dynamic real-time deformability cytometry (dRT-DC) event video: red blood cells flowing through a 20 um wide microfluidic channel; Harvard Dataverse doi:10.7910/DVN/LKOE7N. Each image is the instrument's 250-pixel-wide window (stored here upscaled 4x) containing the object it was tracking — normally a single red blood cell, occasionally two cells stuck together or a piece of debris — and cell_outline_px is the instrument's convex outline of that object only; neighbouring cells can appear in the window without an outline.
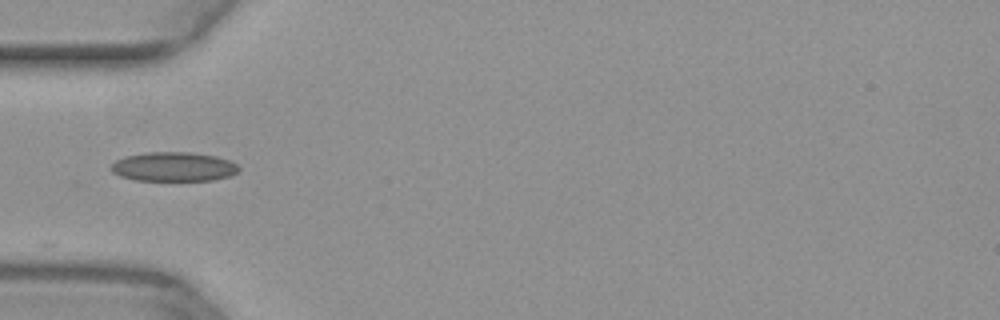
{"species": "common noctule bat (a hibernating species)", "species_latin": "Nyctalus noctula", "temperature_condition": "warm", "stored_images_in_passage": 10, "camera_frame_rate_fps": 3000, "um_per_image_px": 0.085, "animal": {"sex": "female", "body_mass_g": 29.2, "forearm_length_mm": 56.3}, "frame": {"image": 1, "passage_image": 1, "time_ms": 0.0, "image_size_px": [1000, 320], "cell_outline_px": [[240, 168], [232, 176], [212, 180], [136, 180], [120, 176], [112, 172], [108, 168], [116, 160], [124, 156], [144, 152], [188, 152], [216, 156], [228, 160], [236, 164]], "centroid_in_image_um": [14.72, 14.17], "position_along_channel_um": 70.3, "area_um2": 21.85}}
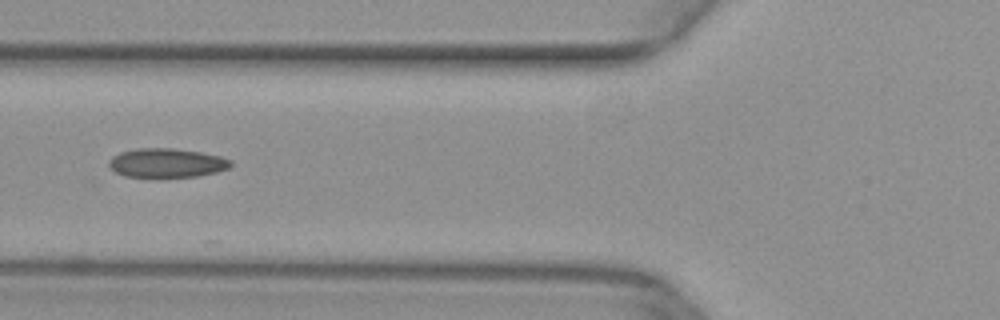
{"frame": {"image": 2, "passage_image": 4, "time_ms": 1.0, "image_size_px": [1000, 320], "cell_outline_px": [[232, 164], [228, 168], [216, 172], [196, 176], [160, 180], [124, 176], [116, 172], [108, 164], [108, 160], [112, 156], [120, 152], [136, 148], [172, 148], [200, 152], [220, 156], [232, 160]], "centroid_in_image_um": [14.13, 13.89], "position_along_channel_um": 111.7, "area_um2": 21.44}}
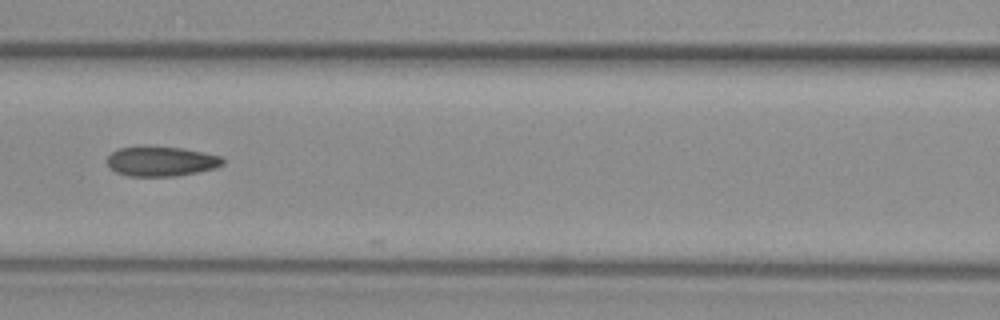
{"frame": {"image": 3, "passage_image": 7, "time_ms": 2.0, "image_size_px": [1000, 320], "cell_outline_px": [[224, 164], [216, 168], [176, 176], [128, 176], [116, 172], [108, 168], [108, 156], [112, 152], [120, 148], [140, 144], [184, 148], [220, 156], [224, 160]], "centroid_in_image_um": [13.66, 13.68], "position_along_channel_um": 152.9, "area_um2": 20.52}}